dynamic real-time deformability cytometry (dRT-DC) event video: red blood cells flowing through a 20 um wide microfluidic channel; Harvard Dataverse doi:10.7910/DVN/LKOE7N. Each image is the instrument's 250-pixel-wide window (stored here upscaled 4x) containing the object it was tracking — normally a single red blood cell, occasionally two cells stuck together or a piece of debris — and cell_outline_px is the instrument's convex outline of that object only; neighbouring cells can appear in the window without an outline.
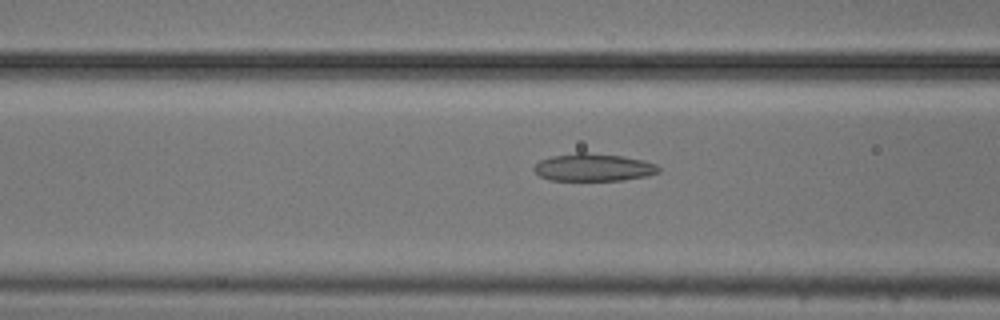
{"species": "common noctule bat (a hibernating species)", "species_latin": "Nyctalus noctula", "temperature_condition": "cold", "stored_images_in_passage": 17, "camera_frame_rate_fps": 3000, "um_per_image_px": 0.085, "animal": {"sex": "male", "body_mass_g": 20.5, "forearm_length_mm": 52.5}, "frame": {"image": 1, "passage_image": 12, "time_ms": 3.667, "image_size_px": [1000, 320], "cell_outline_px": [[660, 172], [648, 176], [624, 180], [548, 180], [540, 176], [532, 168], [540, 160], [552, 156], [576, 152], [588, 152], [624, 156], [644, 160], [656, 164], [660, 168]], "centroid_in_image_um": [50.47, 14.22], "position_along_channel_um": 116.1, "area_um2": 20.23}}
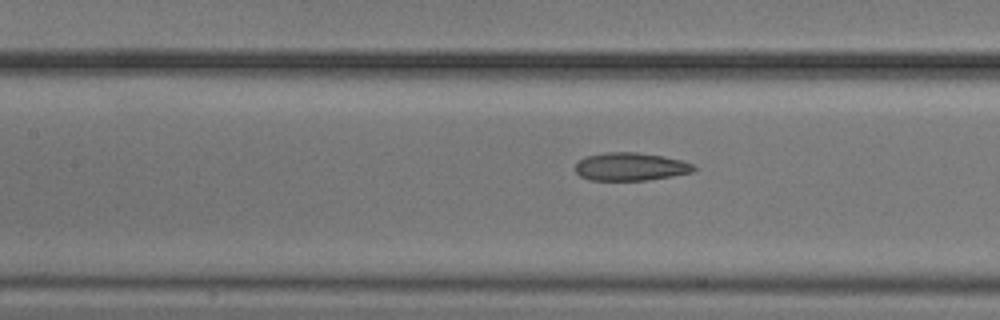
{"frame": {"image": 2, "passage_image": 15, "time_ms": 4.667, "image_size_px": [1000, 320], "cell_outline_px": [[696, 168], [692, 172], [672, 176], [648, 180], [588, 180], [580, 176], [576, 172], [576, 164], [584, 156], [608, 152], [636, 152], [660, 156], [680, 160], [692, 164]], "centroid_in_image_um": [53.56, 14.17], "position_along_channel_um": 153.8, "area_um2": 19.19}}